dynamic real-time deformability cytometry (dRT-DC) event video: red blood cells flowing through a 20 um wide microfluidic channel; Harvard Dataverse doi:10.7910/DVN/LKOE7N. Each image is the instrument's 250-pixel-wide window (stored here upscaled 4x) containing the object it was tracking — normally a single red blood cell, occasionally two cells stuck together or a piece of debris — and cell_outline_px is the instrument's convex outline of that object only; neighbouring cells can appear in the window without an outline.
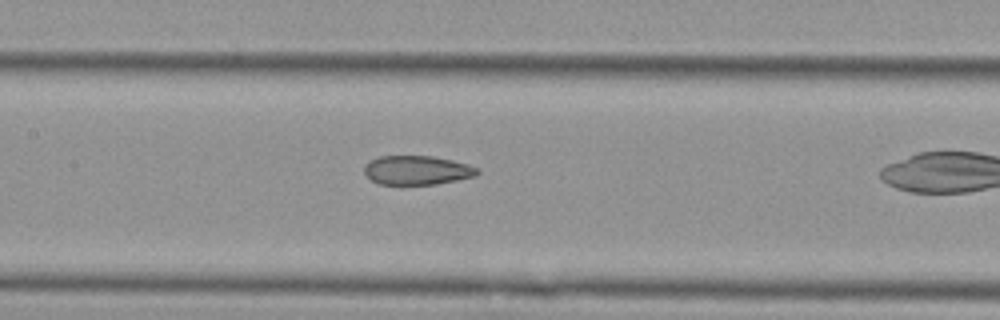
{"species": "Egyptian fruit bat (a non-hibernating species)", "species_latin": "Rousettus aegyptiacus", "temperature_condition": "cold", "stored_images_in_passage": 19, "camera_frame_rate_fps": 3000, "um_per_image_px": 0.085, "animal": {"sex": "female"}, "frame": {"image": 1, "passage_image": 11, "time_ms": 3.333, "image_size_px": [1000, 320], "cell_outline_px": [[480, 172], [476, 176], [436, 184], [380, 184], [372, 180], [364, 172], [364, 164], [380, 156], [432, 156], [452, 160], [468, 164], [480, 168]], "centroid_in_image_um": [35.48, 14.46], "position_along_channel_um": 171.9, "area_um2": 19.13}}
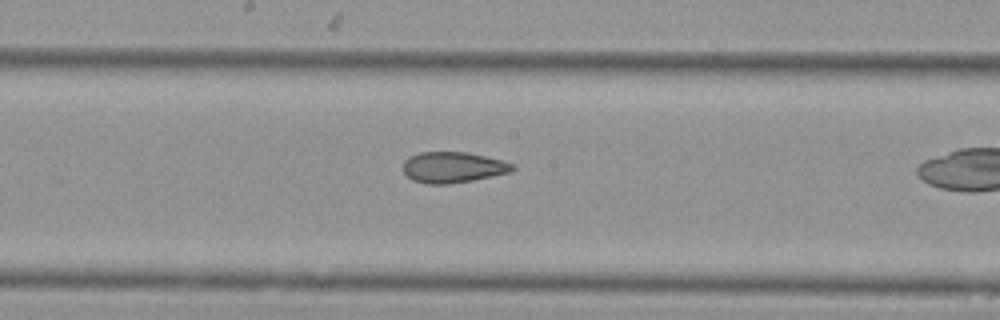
{"frame": {"image": 2, "passage_image": 14, "time_ms": 4.333, "image_size_px": [1000, 320], "cell_outline_px": [[516, 168], [512, 172], [472, 180], [448, 184], [424, 184], [412, 180], [404, 172], [404, 160], [408, 156], [420, 152], [464, 152], [484, 156], [500, 160], [512, 164]], "centroid_in_image_um": [38.47, 14.23], "position_along_channel_um": 209.7, "area_um2": 19.59}}